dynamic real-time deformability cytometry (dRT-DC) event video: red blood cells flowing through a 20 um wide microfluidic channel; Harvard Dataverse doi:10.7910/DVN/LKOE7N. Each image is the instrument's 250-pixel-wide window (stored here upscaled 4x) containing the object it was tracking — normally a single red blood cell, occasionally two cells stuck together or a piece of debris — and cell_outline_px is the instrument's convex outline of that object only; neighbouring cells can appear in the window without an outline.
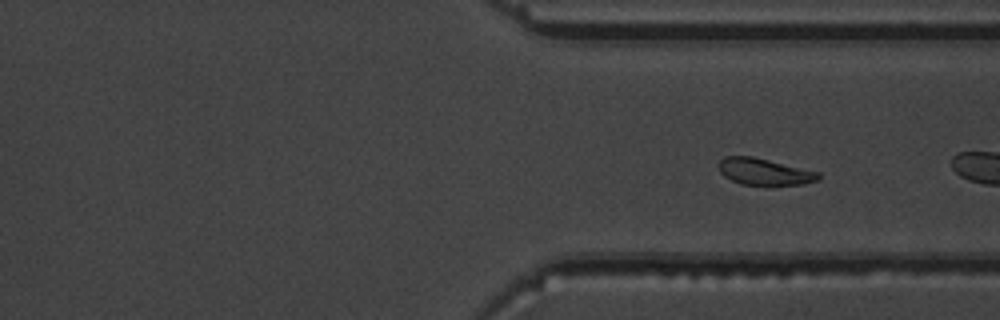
{"species": "common noctule bat (a hibernating species)", "species_latin": "Nyctalus noctula", "temperature_condition": "warm", "stored_images_in_passage": 23, "camera_frame_rate_fps": 3000, "um_per_image_px": 0.085, "animal": {"sex": "male", "body_mass_g": 19.5, "forearm_length_mm": 54.6}, "frame": {"image": 1, "passage_image": 23, "time_ms": 7.333, "image_size_px": [1000, 320], "cell_outline_px": [[820, 180], [804, 184], [764, 188], [740, 184], [724, 176], [720, 172], [720, 160], [724, 156], [752, 156], [820, 172]], "centroid_in_image_um": [65.01, 14.65], "position_along_channel_um": 346.4, "area_um2": 16.18}}